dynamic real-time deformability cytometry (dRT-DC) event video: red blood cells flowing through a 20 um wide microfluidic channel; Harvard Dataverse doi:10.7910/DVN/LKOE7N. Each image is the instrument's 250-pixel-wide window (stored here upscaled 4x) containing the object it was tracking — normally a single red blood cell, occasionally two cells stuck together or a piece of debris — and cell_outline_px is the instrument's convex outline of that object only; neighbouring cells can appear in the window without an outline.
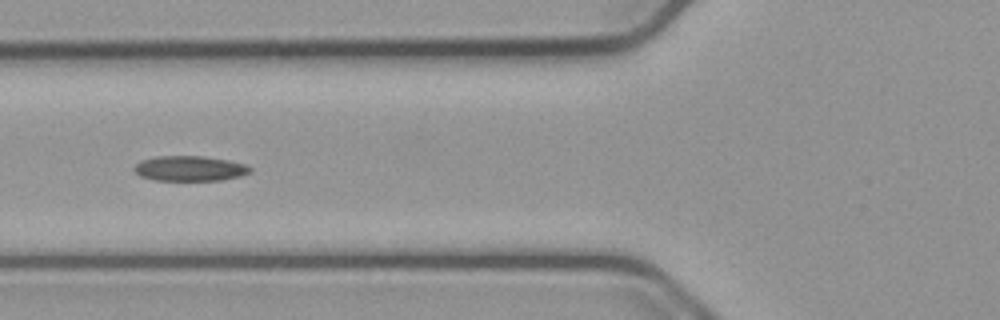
{"species": "common noctule bat (a hibernating species)", "species_latin": "Nyctalus noctula", "temperature_condition": "cold", "stored_images_in_passage": 11, "camera_frame_rate_fps": 3000, "um_per_image_px": 0.085, "animal": {"sex": "male", "body_mass_g": 23.1, "forearm_length_mm": 52.7}, "frame": {"image": 1, "passage_image": 7, "time_ms": 2.0, "image_size_px": [1000, 320], "cell_outline_px": [[252, 172], [240, 176], [220, 180], [152, 180], [140, 176], [132, 168], [136, 164], [144, 160], [156, 156], [200, 156], [228, 160], [244, 164], [252, 168]], "centroid_in_image_um": [16.13, 14.32], "position_along_channel_um": 109.7, "area_um2": 16.88}}